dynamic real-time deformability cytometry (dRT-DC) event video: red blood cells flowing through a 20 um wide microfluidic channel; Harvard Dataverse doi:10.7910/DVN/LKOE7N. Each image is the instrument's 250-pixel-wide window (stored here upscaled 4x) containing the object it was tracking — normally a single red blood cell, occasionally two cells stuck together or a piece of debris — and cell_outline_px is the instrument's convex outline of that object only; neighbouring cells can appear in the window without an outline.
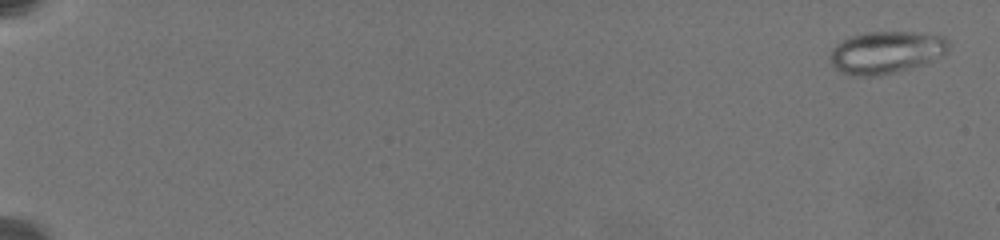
{"species": "common noctule bat (a hibernating species)", "species_latin": "Nyctalus noctula", "temperature_condition": "warm", "stored_images_in_passage": 60, "camera_frame_rate_fps": 3000, "um_per_image_px": 0.085, "animal": {"sex": "female", "body_mass_g": 19.5, "forearm_length_mm": 54.1}, "frame": {"image": 1, "passage_image": 1, "time_ms": 0.0, "image_size_px": [1000, 240], "cell_outline_px": [[948, 44], [944, 52], [932, 60], [924, 64], [876, 76], [864, 76], [844, 72], [836, 68], [832, 64], [832, 48], [836, 44], [852, 36], [868, 32], [908, 32], [944, 36], [948, 40]], "centroid_in_image_um": [75.32, 4.43], "position_along_channel_um": 9.7, "area_um2": 28.26}}
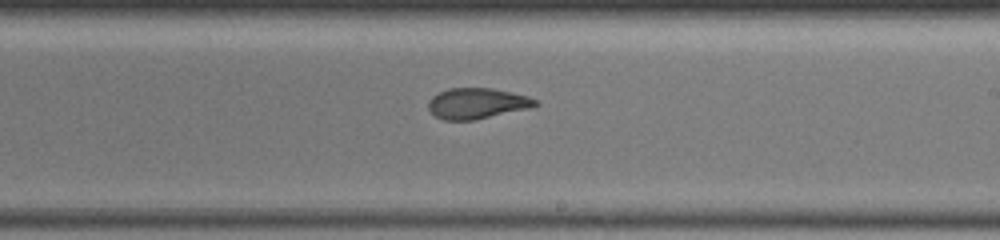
{"frame": {"image": 2, "passage_image": 38, "time_ms": 13.333, "image_size_px": [1000, 240], "cell_outline_px": [[540, 104], [528, 108], [476, 120], [444, 120], [436, 116], [428, 108], [428, 100], [432, 96], [448, 88], [492, 88], [512, 92], [528, 96], [536, 100]], "centroid_in_image_um": [40.54, 8.78], "position_along_channel_um": 248.5, "area_um2": 19.13}}
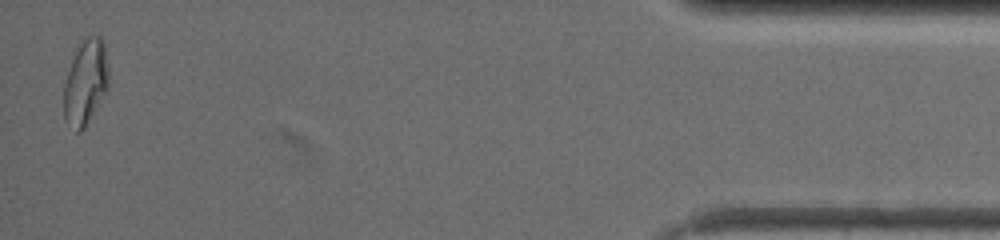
{"frame": {"image": 3, "passage_image": 58, "time_ms": 20.667, "image_size_px": [1000, 240], "cell_outline_px": [[108, 88], [84, 128], [80, 132], [76, 132], [64, 120], [64, 84], [76, 44], [84, 36], [100, 36], [104, 44], [108, 68]], "centroid_in_image_um": [7.25, 6.95], "position_along_channel_um": 427.9, "area_um2": 22.43}, "authors_computed_cell_mechanics": {"area_um2": 21.7906, "velocity_mm_per_s": 3.417, "shape_relaxation_time_tau1_ms": null, "shape_relaxation_time_tau2_ms": 1.2018, "deformation_change_tau1": null, "deformation_change_tau2": 0.0822}}